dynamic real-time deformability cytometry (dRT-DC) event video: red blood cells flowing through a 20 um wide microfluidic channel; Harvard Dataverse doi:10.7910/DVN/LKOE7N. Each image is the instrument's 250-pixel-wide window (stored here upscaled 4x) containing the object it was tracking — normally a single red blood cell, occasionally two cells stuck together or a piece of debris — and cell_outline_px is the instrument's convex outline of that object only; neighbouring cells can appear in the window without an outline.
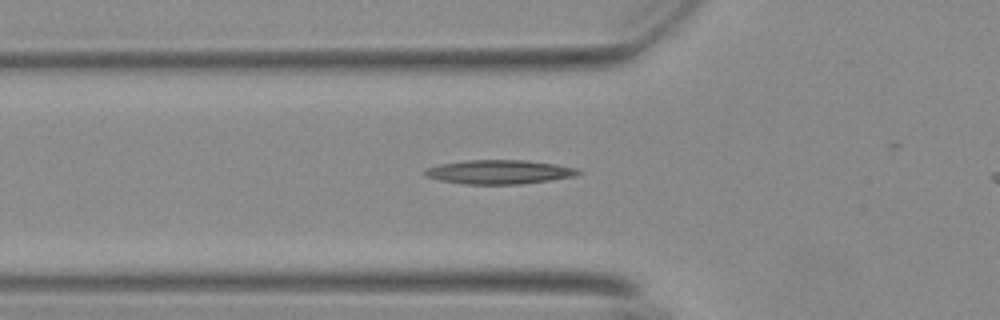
{"species": "Egyptian fruit bat (a non-hibernating species)", "species_latin": "Rousettus aegyptiacus", "temperature_condition": "warm", "stored_images_in_passage": 32, "camera_frame_rate_fps": 3000, "um_per_image_px": 0.085, "animal": {"sex": "female"}, "frame": {"image": 1, "passage_image": 2, "time_ms": 0.333, "image_size_px": [1000, 320], "cell_outline_px": [[584, 172], [576, 176], [520, 184], [464, 184], [440, 180], [424, 176], [424, 172], [428, 168], [440, 164], [464, 160], [528, 160], [556, 164], [576, 168]], "centroid_in_image_um": [42.45, 14.61], "position_along_channel_um": 83.3, "area_um2": 21.5}}
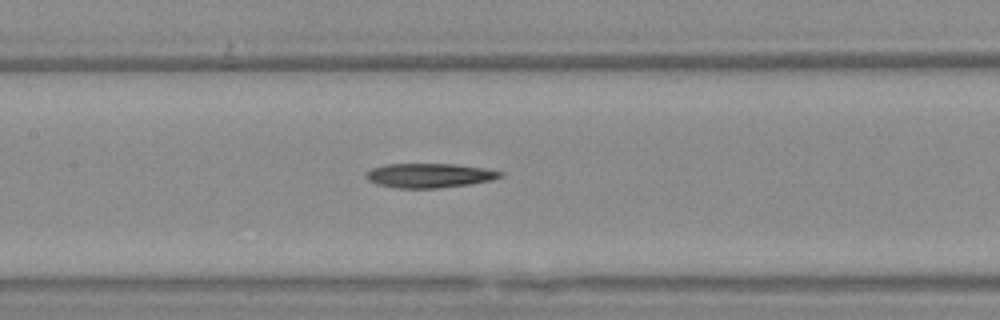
{"frame": {"image": 2, "passage_image": 9, "time_ms": 2.667, "image_size_px": [1000, 320], "cell_outline_px": [[504, 176], [492, 180], [468, 184], [436, 188], [396, 188], [376, 184], [368, 180], [364, 176], [364, 172], [372, 168], [384, 164], [452, 164], [480, 168], [504, 172]], "centroid_in_image_um": [36.43, 14.92], "position_along_channel_um": 171.0, "area_um2": 19.02}}
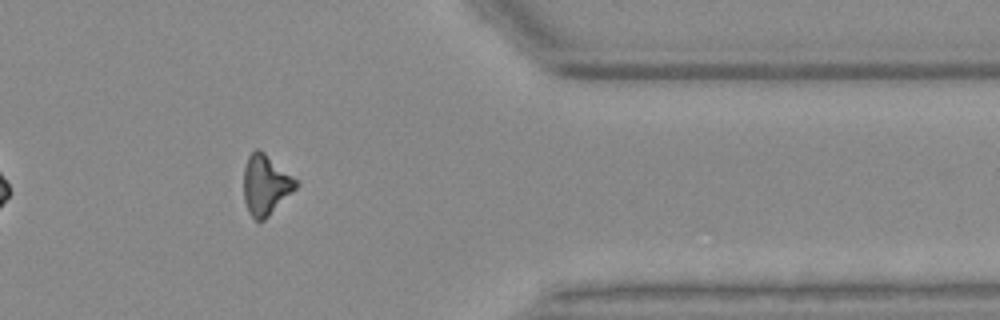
{"frame": {"image": 3, "passage_image": 28, "time_ms": 9.0, "image_size_px": [1000, 320], "cell_outline_px": [[300, 184], [264, 220], [256, 220], [248, 212], [244, 200], [244, 168], [248, 156], [256, 148], [260, 148], [300, 180]], "centroid_in_image_um": [22.61, 15.66], "position_along_channel_um": 388.8, "area_um2": 18.55}}